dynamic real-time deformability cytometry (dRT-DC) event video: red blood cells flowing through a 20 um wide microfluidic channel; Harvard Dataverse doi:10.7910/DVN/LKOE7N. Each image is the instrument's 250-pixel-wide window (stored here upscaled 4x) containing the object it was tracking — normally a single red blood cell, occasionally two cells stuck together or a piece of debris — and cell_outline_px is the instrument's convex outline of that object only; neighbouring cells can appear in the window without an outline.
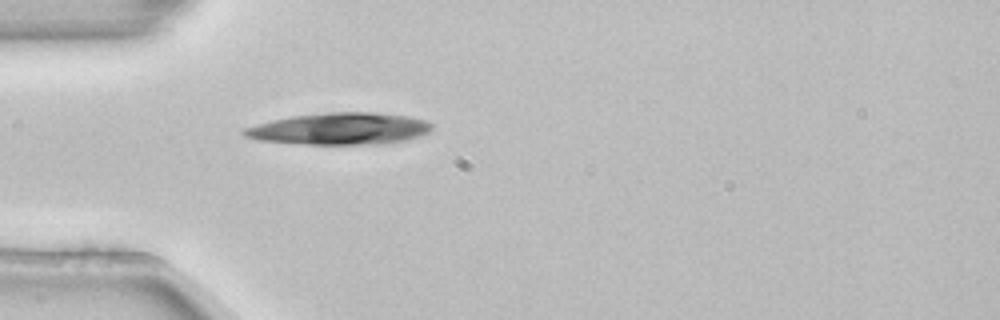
{"species": "common noctule bat (a hibernating species)", "species_latin": "Nyctalus noctula", "temperature_condition": "room temperature", "stored_images_in_passage": 1, "camera_frame_rate_fps": 3000, "um_per_image_px": 0.085, "animal": {"sex": "female", "body_mass_g": 22.7, "forearm_length_mm": 54.2}, "frame": {"image": 1, "passage_image": 1, "time_ms": 0.0, "image_size_px": [1000, 320], "cell_outline_px": [[432, 128], [428, 132], [420, 136], [404, 140], [376, 144], [304, 144], [260, 140], [244, 136], [240, 132], [244, 128], [272, 120], [292, 116], [328, 112], [380, 112], [408, 116], [428, 120], [432, 124]], "centroid_in_image_um": [28.9, 10.93], "position_along_channel_um": 56.1, "area_um2": 34.8}}